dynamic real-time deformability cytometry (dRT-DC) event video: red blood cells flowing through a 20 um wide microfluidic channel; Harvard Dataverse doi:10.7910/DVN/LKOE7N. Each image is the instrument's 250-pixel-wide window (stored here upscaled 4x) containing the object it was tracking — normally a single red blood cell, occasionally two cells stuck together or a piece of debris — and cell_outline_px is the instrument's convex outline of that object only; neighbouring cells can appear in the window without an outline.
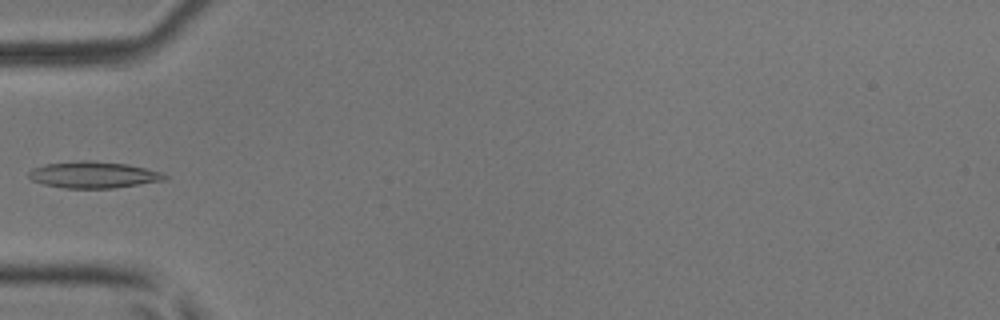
{"species": "common noctule bat (a hibernating species)", "species_latin": "Nyctalus noctula", "temperature_condition": "room temperature", "stored_images_in_passage": 5, "camera_frame_rate_fps": 3000, "um_per_image_px": 0.085, "animal": {"sex": "male", "body_mass_g": 17.9, "forearm_length_mm": 54.2}, "frame": {"image": 1, "passage_image": 5, "time_ms": 1.333, "image_size_px": [1000, 320], "cell_outline_px": [[168, 176], [164, 180], [112, 188], [64, 188], [44, 184], [32, 180], [28, 176], [28, 172], [32, 168], [44, 164], [80, 160], [84, 160], [128, 164], [164, 172]], "centroid_in_image_um": [7.93, 14.85], "position_along_channel_um": 77.1, "area_um2": 20.98}}